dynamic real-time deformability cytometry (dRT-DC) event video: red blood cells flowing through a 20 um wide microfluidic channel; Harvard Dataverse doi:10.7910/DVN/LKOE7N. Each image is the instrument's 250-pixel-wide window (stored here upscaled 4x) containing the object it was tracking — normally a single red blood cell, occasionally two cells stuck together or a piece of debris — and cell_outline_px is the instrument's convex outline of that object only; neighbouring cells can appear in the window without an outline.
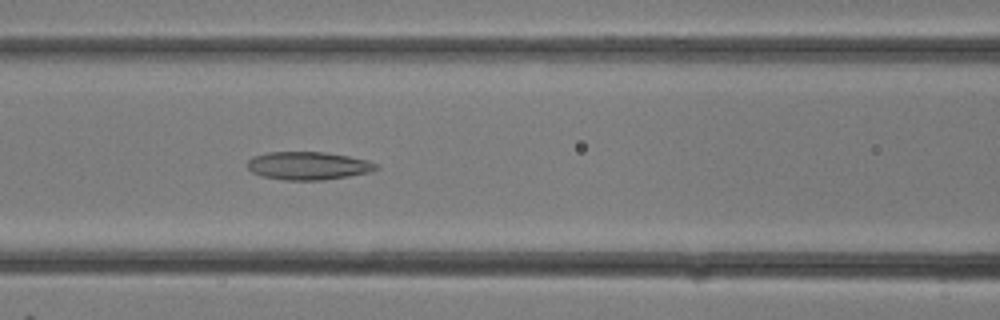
{"species": "common noctule bat (a hibernating species)", "species_latin": "Nyctalus noctula", "temperature_condition": "room temperature", "stored_images_in_passage": 12, "camera_frame_rate_fps": 3000, "um_per_image_px": 0.085, "animal": {"sex": "female"}, "frame": {"image": 1, "passage_image": 12, "time_ms": 3.667, "image_size_px": [1000, 320], "cell_outline_px": [[380, 168], [372, 172], [324, 180], [284, 180], [260, 176], [252, 172], [248, 168], [248, 160], [252, 156], [268, 152], [324, 152], [348, 156], [368, 160], [376, 164]], "centroid_in_image_um": [26.2, 14.09], "position_along_channel_um": 140.4, "area_um2": 21.15}}